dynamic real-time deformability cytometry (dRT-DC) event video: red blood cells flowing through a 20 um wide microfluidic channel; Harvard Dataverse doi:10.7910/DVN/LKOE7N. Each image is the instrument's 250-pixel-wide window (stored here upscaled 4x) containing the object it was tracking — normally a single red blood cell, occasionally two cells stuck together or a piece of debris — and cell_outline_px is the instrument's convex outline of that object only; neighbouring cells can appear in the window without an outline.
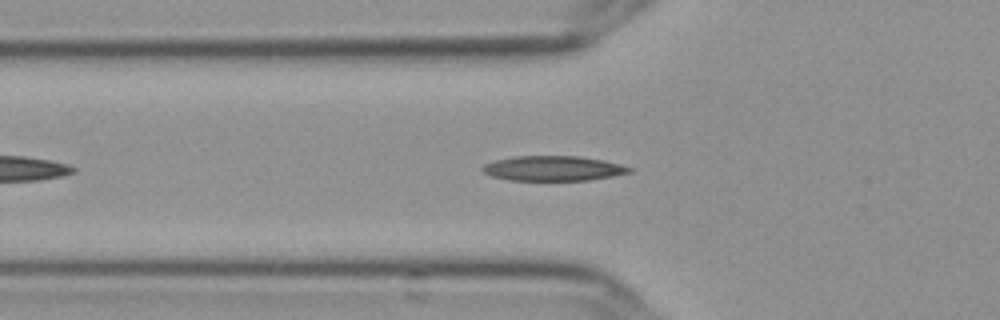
{"species": "Egyptian fruit bat (a non-hibernating species)", "species_latin": "Rousettus aegyptiacus", "temperature_condition": "cold", "stored_images_in_passage": 40, "camera_frame_rate_fps": 3000, "um_per_image_px": 0.085, "frame": {"image": 1, "passage_image": 9, "time_ms": 2.667, "image_size_px": [1000, 320], "cell_outline_px": [[636, 168], [632, 172], [612, 176], [588, 180], [508, 180], [492, 176], [484, 172], [480, 168], [484, 164], [496, 160], [516, 156], [580, 156], [604, 160]], "centroid_in_image_um": [47.06, 14.31], "position_along_channel_um": 78.7, "area_um2": 21.39}}
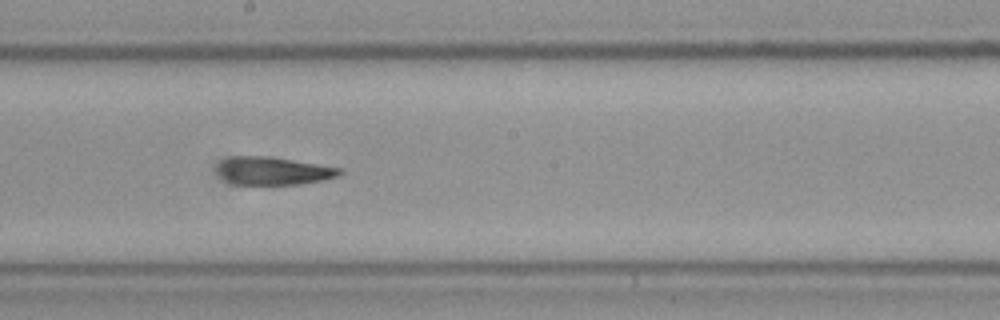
{"frame": {"image": 2, "passage_image": 21, "time_ms": 6.667, "image_size_px": [1000, 320], "cell_outline_px": [[344, 172], [340, 176], [324, 180], [300, 184], [236, 184], [224, 180], [220, 176], [220, 164], [224, 160], [232, 156], [268, 156], [340, 168]], "centroid_in_image_um": [23.28, 14.53], "position_along_channel_um": 224.9, "area_um2": 19.59}}
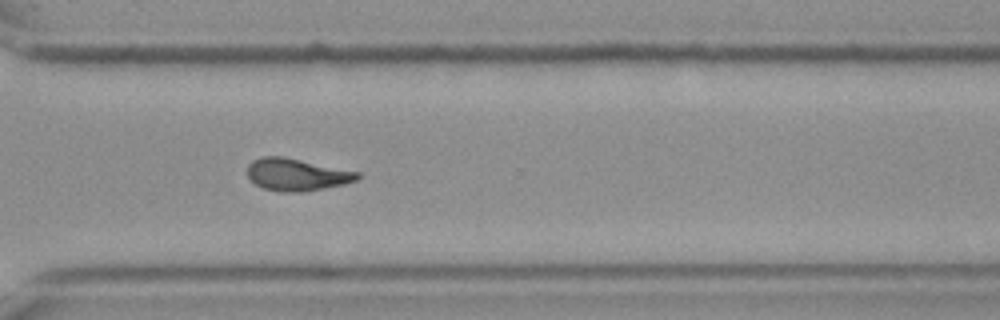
{"frame": {"image": 3, "passage_image": 31, "time_ms": 10.0, "image_size_px": [1000, 320], "cell_outline_px": [[360, 176], [356, 180], [344, 184], [324, 188], [300, 192], [280, 192], [264, 188], [256, 184], [248, 176], [248, 164], [252, 160], [264, 156], [280, 156], [360, 172]], "centroid_in_image_um": [25.21, 14.84], "position_along_channel_um": 345.4, "area_um2": 20.4}, "authors_computed_cell_mechanics": {"area_um2": 20.4901, "velocity_mm_per_s": 3.6252, "shape_relaxation_time_tau1_ms": 9.9516, "shape_relaxation_time_tau2_ms": 3.2055, "deformation_change_tau1": 0.2421, "deformation_change_tau2": 0.1122}}